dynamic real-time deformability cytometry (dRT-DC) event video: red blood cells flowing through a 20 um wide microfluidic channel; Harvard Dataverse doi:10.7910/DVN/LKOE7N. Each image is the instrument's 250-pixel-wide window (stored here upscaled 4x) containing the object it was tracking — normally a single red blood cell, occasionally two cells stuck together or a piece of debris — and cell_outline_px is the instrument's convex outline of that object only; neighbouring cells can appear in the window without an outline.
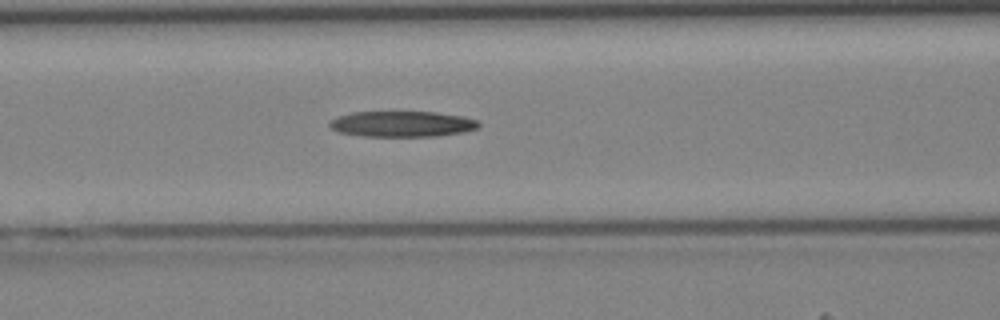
{"species": "Egyptian fruit bat (a non-hibernating species)", "species_latin": "Rousettus aegyptiacus", "temperature_condition": "cold", "stored_images_in_passage": 42, "camera_frame_rate_fps": 3000, "um_per_image_px": 0.085, "animal": {"sex": "female"}, "frame": {"image": 1, "passage_image": 18, "time_ms": 5.667, "image_size_px": [1000, 320], "cell_outline_px": [[480, 128], [464, 132], [436, 136], [364, 136], [340, 132], [332, 128], [328, 124], [336, 116], [352, 112], [436, 112], [464, 116], [480, 120]], "centroid_in_image_um": [34.25, 10.53], "position_along_channel_um": 132.4, "area_um2": 22.48}}
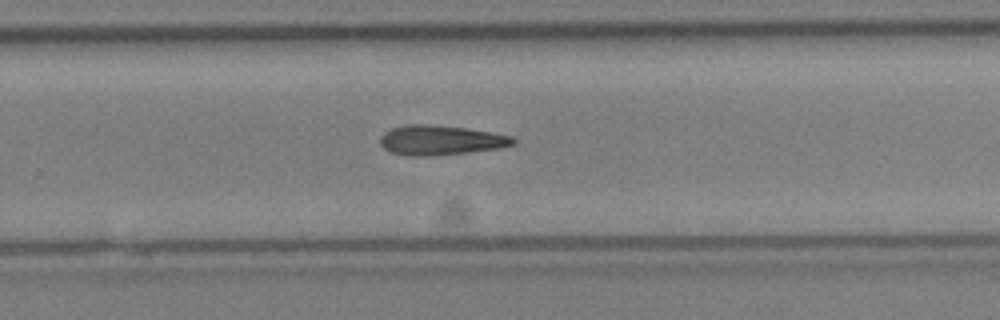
{"frame": {"image": 2, "passage_image": 28, "time_ms": 9.0, "image_size_px": [1000, 320], "cell_outline_px": [[516, 144], [500, 148], [468, 152], [392, 152], [384, 148], [380, 144], [380, 136], [384, 132], [392, 128], [404, 124], [428, 124], [464, 128], [512, 136], [516, 140]], "centroid_in_image_um": [37.51, 11.84], "position_along_channel_um": 292.3, "area_um2": 21.56}}
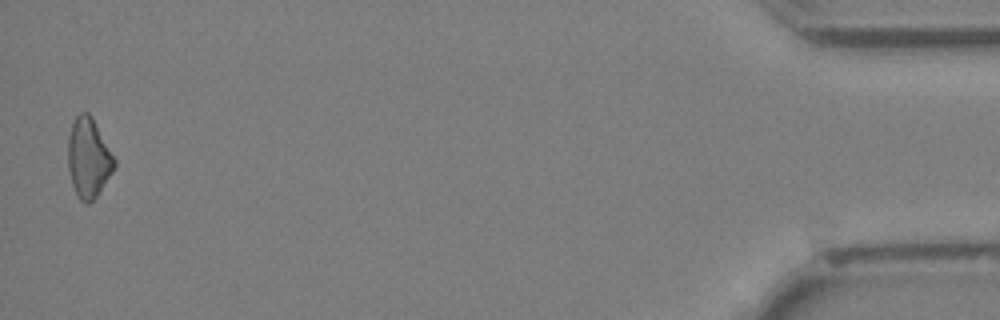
{"frame": {"image": 3, "passage_image": 42, "time_ms": 13.667, "image_size_px": [1000, 320], "cell_outline_px": [[116, 168], [96, 196], [88, 204], [84, 204], [80, 200], [72, 184], [68, 168], [68, 136], [72, 124], [76, 116], [80, 112], [88, 112], [92, 116], [116, 160]], "centroid_in_image_um": [7.53, 13.42], "position_along_channel_um": 427.7, "area_um2": 21.56}}